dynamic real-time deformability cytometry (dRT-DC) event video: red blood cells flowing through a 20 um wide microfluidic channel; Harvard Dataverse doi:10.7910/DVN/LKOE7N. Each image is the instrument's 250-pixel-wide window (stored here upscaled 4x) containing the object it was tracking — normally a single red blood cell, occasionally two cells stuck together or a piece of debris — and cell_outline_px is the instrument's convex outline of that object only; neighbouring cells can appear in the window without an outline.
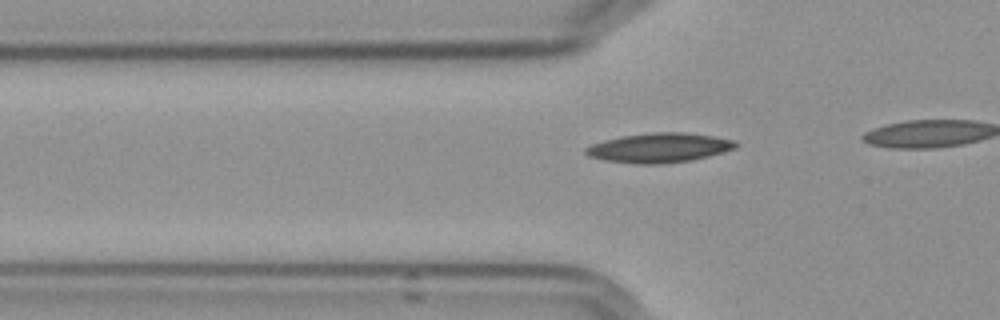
{"species": "Egyptian fruit bat (a non-hibernating species)", "species_latin": "Rousettus aegyptiacus", "temperature_condition": "cold", "stored_images_in_passage": 9, "camera_frame_rate_fps": 3000, "um_per_image_px": 0.085, "frame": {"image": 1, "passage_image": 3, "time_ms": 0.667, "image_size_px": [1000, 320], "cell_outline_px": [[740, 144], [736, 148], [724, 152], [692, 160], [664, 164], [640, 164], [604, 160], [588, 156], [584, 152], [584, 148], [592, 144], [604, 140], [620, 136], [652, 132], [684, 132], [712, 136], [736, 140]], "centroid_in_image_um": [56.05, 12.56], "position_along_channel_um": 69.7, "area_um2": 26.01}}
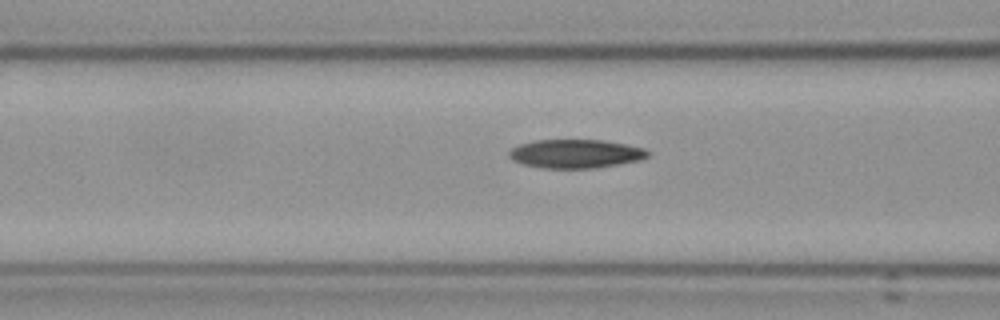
{"frame": {"image": 2, "passage_image": 7, "time_ms": 2.0, "image_size_px": [1000, 320], "cell_outline_px": [[648, 156], [640, 160], [596, 168], [544, 168], [524, 164], [512, 160], [508, 156], [508, 152], [512, 148], [520, 144], [536, 140], [604, 140], [628, 144], [644, 148], [648, 152]], "centroid_in_image_um": [48.93, 13.06], "position_along_channel_um": 117.7, "area_um2": 23.18}}